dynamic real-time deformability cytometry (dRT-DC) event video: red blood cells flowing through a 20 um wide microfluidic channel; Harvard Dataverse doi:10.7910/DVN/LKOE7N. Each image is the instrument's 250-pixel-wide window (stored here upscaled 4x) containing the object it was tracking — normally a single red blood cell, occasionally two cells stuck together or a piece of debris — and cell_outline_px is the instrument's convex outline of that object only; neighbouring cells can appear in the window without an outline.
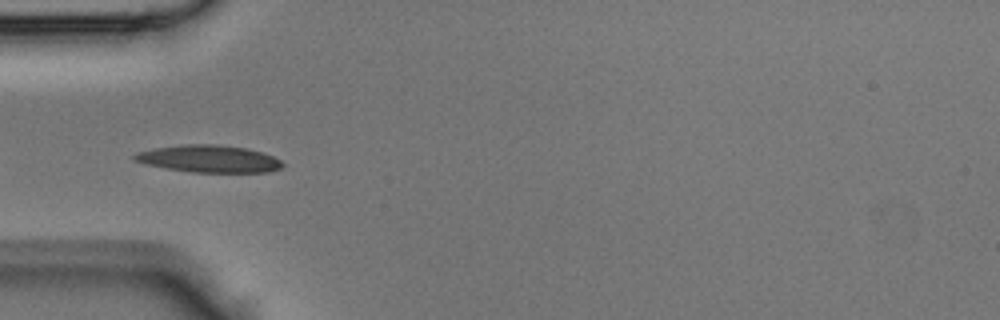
{"species": "Egyptian fruit bat (a non-hibernating species)", "species_latin": "Rousettus aegyptiacus", "temperature_condition": "room temperature", "stored_images_in_passage": 20, "camera_frame_rate_fps": 3000, "um_per_image_px": 0.085, "animal": {"sex": "male"}, "frame": {"image": 1, "passage_image": 14, "time_ms": 4.333, "image_size_px": [1000, 320], "cell_outline_px": [[284, 164], [280, 168], [268, 172], [192, 172], [168, 168], [148, 164], [132, 160], [132, 156], [136, 152], [156, 148], [180, 144], [216, 144], [248, 148], [264, 152], [280, 160]], "centroid_in_image_um": [17.77, 13.48], "position_along_channel_um": 67.2, "area_um2": 23.47}}
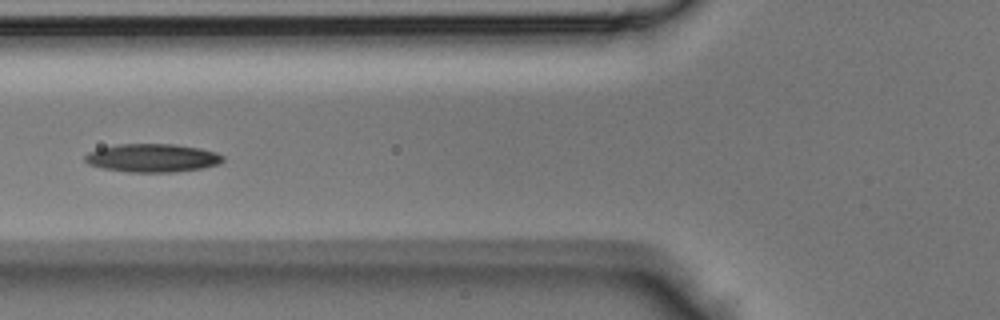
{"frame": {"image": 2, "passage_image": 17, "time_ms": 5.333, "image_size_px": [1000, 320], "cell_outline_px": [[224, 160], [220, 164], [204, 168], [172, 172], [128, 172], [104, 168], [88, 164], [84, 160], [84, 156], [88, 152], [100, 148], [116, 144], [172, 144], [200, 148], [216, 152], [224, 156]], "centroid_in_image_um": [12.97, 13.42], "position_along_channel_um": 112.8, "area_um2": 22.83}}